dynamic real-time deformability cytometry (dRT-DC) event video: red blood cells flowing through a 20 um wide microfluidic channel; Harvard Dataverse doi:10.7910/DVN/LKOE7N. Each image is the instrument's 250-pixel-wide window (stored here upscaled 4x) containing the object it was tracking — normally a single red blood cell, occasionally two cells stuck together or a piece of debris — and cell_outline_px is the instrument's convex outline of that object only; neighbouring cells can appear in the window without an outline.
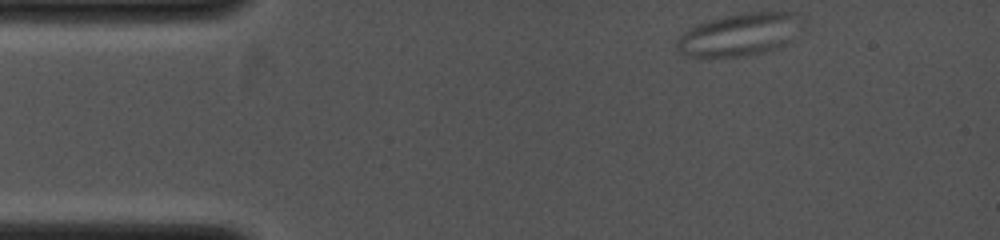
{"species": "common noctule bat (a hibernating species)", "species_latin": "Nyctalus noctula", "temperature_condition": "cold", "stored_images_in_passage": 27, "camera_frame_rate_fps": 4000, "um_per_image_px": 0.085, "animal": {"sex": "female", "body_mass_g": 19.0, "forearm_length_mm": 53.3}, "frame": {"image": 1, "passage_image": 1, "time_ms": 0.0, "image_size_px": [1000, 240], "cell_outline_px": [[804, 28], [792, 40], [780, 48], [764, 52], [744, 56], [688, 56], [680, 52], [676, 48], [676, 40], [684, 32], [700, 24], [724, 16], [740, 12], [796, 12], [804, 16]], "centroid_in_image_um": [63.01, 2.92], "position_along_channel_um": 22.0, "area_um2": 31.5}}
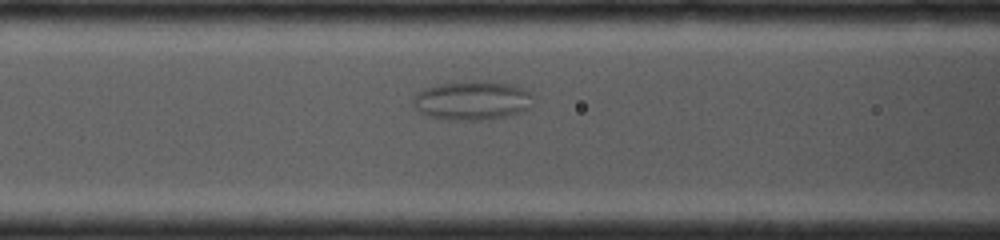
{"frame": {"image": 2, "passage_image": 20, "time_ms": 3.5, "image_size_px": [1000, 240], "cell_outline_px": [[532, 96], [528, 108], [520, 112], [504, 116], [480, 120], [448, 120], [428, 116], [420, 112], [412, 104], [412, 100], [416, 92], [424, 88], [440, 84], [472, 80], [488, 80], [520, 88], [532, 92]], "centroid_in_image_um": [40.07, 8.53], "position_along_channel_um": 126.5, "area_um2": 27.22}}
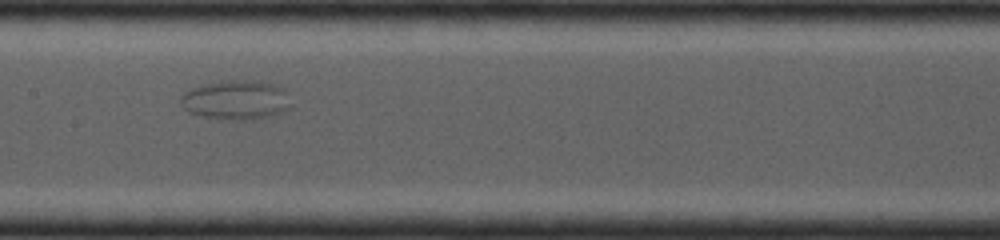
{"frame": {"image": 3, "passage_image": 26, "time_ms": 4.75, "image_size_px": [1000, 240], "cell_outline_px": [[288, 108], [280, 112], [268, 116], [252, 120], [228, 120], [204, 116], [188, 112], [184, 108], [180, 100], [180, 96], [184, 92], [192, 88], [204, 84], [228, 80], [260, 80], [284, 88]], "centroid_in_image_um": [20.01, 8.49], "position_along_channel_um": 187.4, "area_um2": 25.03}}